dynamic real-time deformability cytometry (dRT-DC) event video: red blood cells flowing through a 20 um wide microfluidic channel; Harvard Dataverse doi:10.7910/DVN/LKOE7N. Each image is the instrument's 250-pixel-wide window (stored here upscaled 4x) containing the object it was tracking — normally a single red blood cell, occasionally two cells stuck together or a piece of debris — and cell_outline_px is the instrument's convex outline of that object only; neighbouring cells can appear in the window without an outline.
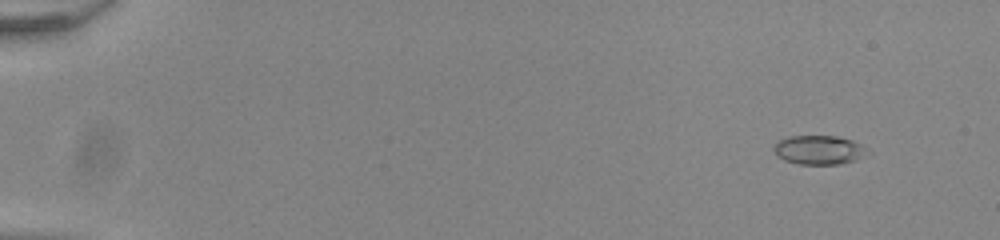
{"species": "common noctule bat (a hibernating species)", "species_latin": "Nyctalus noctula", "temperature_condition": "room temperature", "stored_images_in_passage": 51, "camera_frame_rate_fps": 3000, "um_per_image_px": 0.085, "animal": {"sex": "male", "body_mass_g": 20.0, "forearm_length_mm": 53.3}, "frame": {"image": 1, "passage_image": 2, "time_ms": 0.333, "image_size_px": [1000, 240], "cell_outline_px": [[864, 152], [856, 160], [840, 164], [800, 164], [784, 160], [776, 156], [772, 148], [780, 140], [788, 136], [836, 136], [852, 140], [860, 144], [864, 148]], "centroid_in_image_um": [69.53, 12.74], "position_along_channel_um": 15.5, "area_um2": 15.55}}
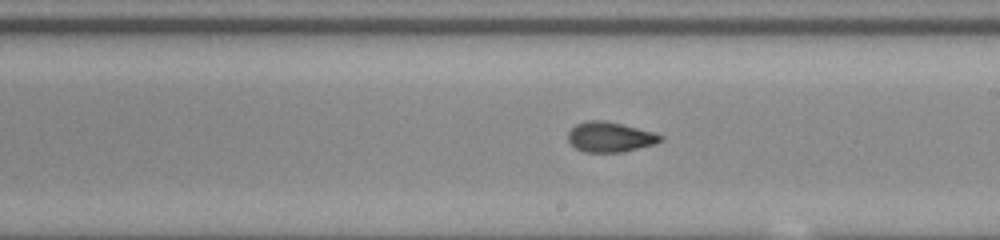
{"frame": {"image": 2, "passage_image": 30, "time_ms": 9.667, "image_size_px": [1000, 240], "cell_outline_px": [[664, 140], [656, 144], [624, 152], [584, 152], [576, 148], [568, 140], [568, 132], [576, 124], [588, 120], [600, 120], [620, 124], [652, 132], [664, 136]], "centroid_in_image_um": [51.87, 11.66], "position_along_channel_um": 237.1, "area_um2": 16.13}}
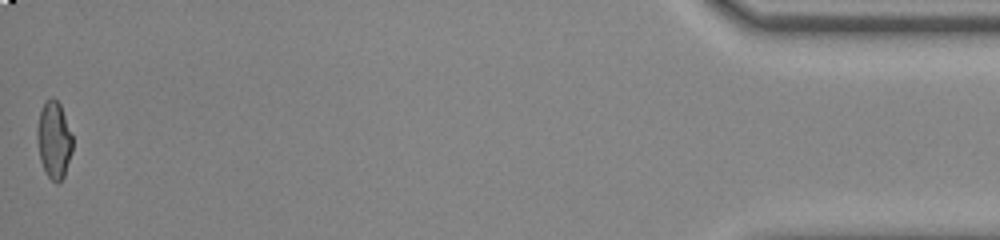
{"frame": {"image": 3, "passage_image": 51, "time_ms": 16.667, "image_size_px": [1000, 240], "cell_outline_px": [[72, 152], [64, 176], [56, 184], [48, 176], [40, 160], [36, 136], [36, 132], [40, 112], [44, 100], [52, 96], [60, 104], [72, 136]], "centroid_in_image_um": [4.57, 11.87], "position_along_channel_um": 430.6, "area_um2": 15.84}, "authors_computed_cell_mechanics": {"area_um2": 16.0106, "velocity_mm_per_s": 3.9577, "shape_relaxation_time_tau1_ms": 6.1638, "shape_relaxation_time_tau2_ms": 1.1873, "deformation_change_tau1": 0.1786, "deformation_change_tau2": 0.0677}}